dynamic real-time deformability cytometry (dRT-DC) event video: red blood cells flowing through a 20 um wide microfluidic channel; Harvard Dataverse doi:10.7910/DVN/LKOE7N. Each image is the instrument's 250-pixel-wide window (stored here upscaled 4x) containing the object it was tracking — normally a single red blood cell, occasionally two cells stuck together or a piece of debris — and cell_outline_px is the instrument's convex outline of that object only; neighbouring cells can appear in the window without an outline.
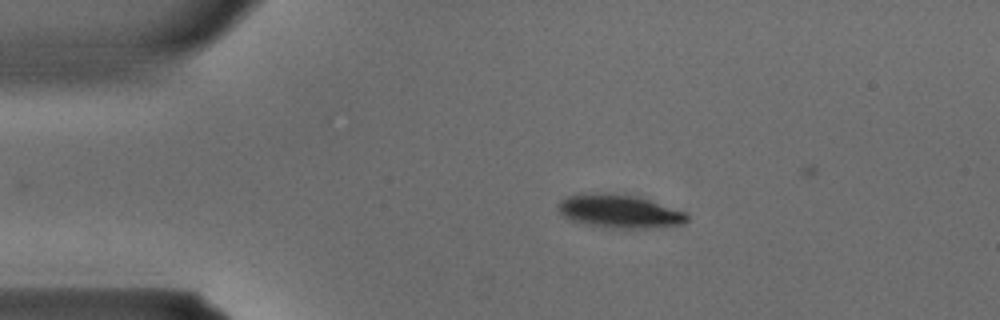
{"species": "common noctule bat (a hibernating species)", "species_latin": "Nyctalus noctula", "temperature_condition": "warm", "stored_images_in_passage": 26, "camera_frame_rate_fps": 3000, "um_per_image_px": 0.085, "animal": {"sex": "male", "body_mass_g": 15.6}, "frame": {"image": 1, "passage_image": 1, "time_ms": 0.0, "image_size_px": [1000, 320], "cell_outline_px": [[688, 220], [684, 224], [648, 228], [612, 228], [572, 220], [564, 216], [560, 212], [560, 200], [568, 196], [636, 196], [688, 212]], "centroid_in_image_um": [52.8, 18.01], "position_along_channel_um": 32.2, "area_um2": 23.64}}
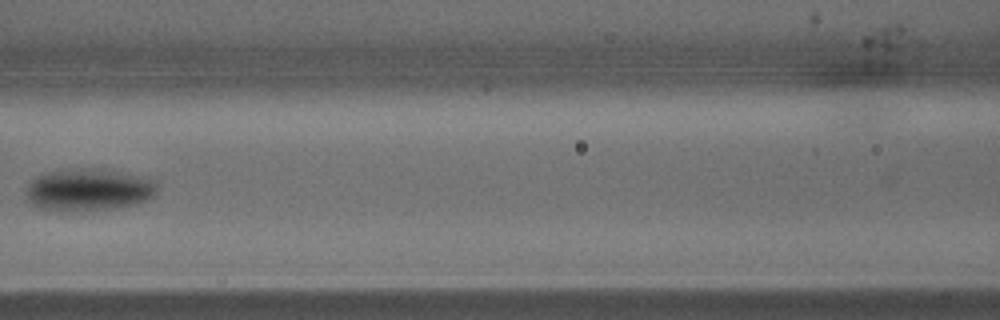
{"frame": {"image": 2, "passage_image": 10, "time_ms": 3.0, "image_size_px": [1000, 320], "cell_outline_px": [[160, 188], [148, 200], [116, 208], [76, 212], [60, 212], [40, 208], [32, 204], [28, 200], [24, 192], [28, 184], [36, 176], [48, 172], [68, 168], [112, 168], [156, 180]], "centroid_in_image_um": [7.54, 16.11], "position_along_channel_um": 159.1, "area_um2": 33.41}}
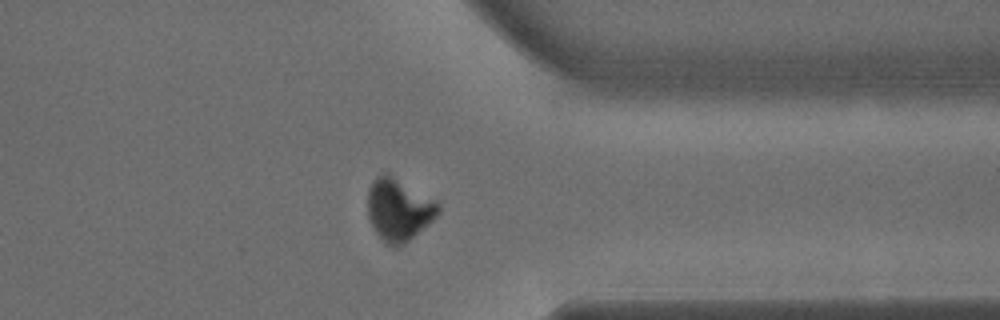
{"frame": {"image": 3, "passage_image": 22, "time_ms": 7.0, "image_size_px": [1000, 320], "cell_outline_px": [[440, 212], [428, 224], [404, 244], [388, 244], [376, 232], [368, 216], [368, 188], [372, 180], [376, 176], [384, 172], [388, 172], [436, 200], [440, 204]], "centroid_in_image_um": [33.89, 17.74], "position_along_channel_um": 377.5, "area_um2": 25.43}}